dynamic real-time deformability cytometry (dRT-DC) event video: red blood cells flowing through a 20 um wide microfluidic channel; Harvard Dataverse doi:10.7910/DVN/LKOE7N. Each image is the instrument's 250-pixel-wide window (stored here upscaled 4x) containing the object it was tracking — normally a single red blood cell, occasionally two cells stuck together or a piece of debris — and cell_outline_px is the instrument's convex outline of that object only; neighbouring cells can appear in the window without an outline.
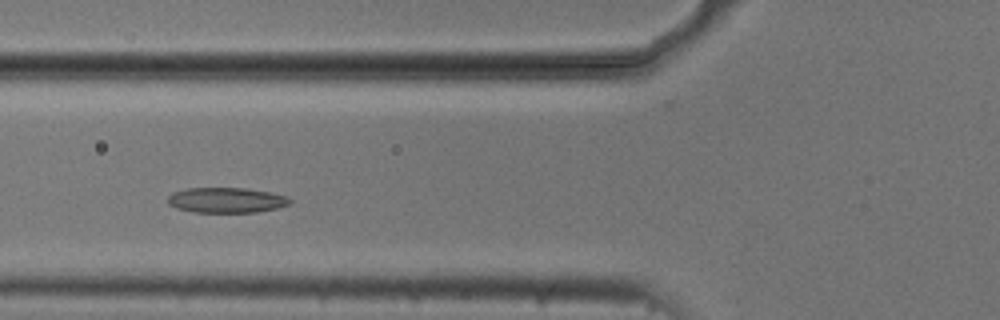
{"species": "common noctule bat (a hibernating species)", "species_latin": "Nyctalus noctula", "temperature_condition": "cold", "stored_images_in_passage": 44, "camera_frame_rate_fps": 3000, "um_per_image_px": 0.085, "animal": {"sex": "male", "body_mass_g": 20.5, "forearm_length_mm": 52.5}, "frame": {"image": 1, "passage_image": 9, "time_ms": 2.667, "image_size_px": [1000, 320], "cell_outline_px": [[292, 204], [276, 208], [256, 212], [192, 212], [176, 208], [168, 204], [168, 196], [172, 192], [188, 188], [248, 188], [272, 192], [288, 196], [292, 200]], "centroid_in_image_um": [19.27, 17.01], "position_along_channel_um": 106.5, "area_um2": 18.21}}
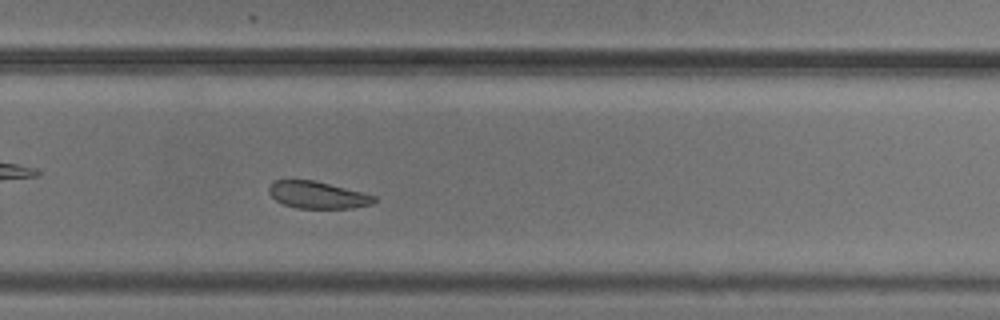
{"frame": {"image": 2, "passage_image": 25, "time_ms": 8.0, "image_size_px": [1000, 320], "cell_outline_px": [[376, 200], [372, 204], [352, 208], [296, 208], [284, 204], [276, 200], [268, 192], [268, 188], [272, 180], [316, 180], [364, 192], [376, 196]], "centroid_in_image_um": [27.0, 16.56], "position_along_channel_um": 302.8, "area_um2": 16.76}}
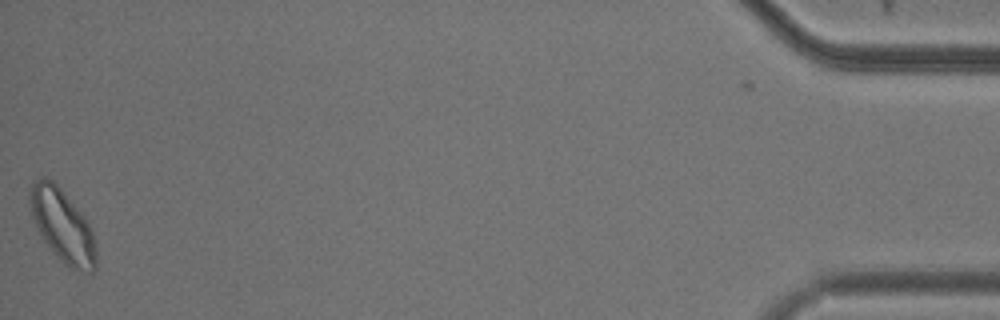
{"frame": {"image": 3, "passage_image": 43, "time_ms": 14.0, "image_size_px": [1000, 320], "cell_outline_px": [[96, 268], [92, 272], [84, 272], [72, 268], [64, 264], [52, 252], [36, 228], [28, 204], [28, 192], [32, 180], [44, 176], [52, 180], [60, 188], [88, 220], [92, 228], [96, 240]], "centroid_in_image_um": [5.3, 19.16], "position_along_channel_um": 429.9, "area_um2": 28.67}, "authors_computed_cell_mechanics": {"area_um2": 18.207, "velocity_mm_per_s": 3.6841, "shape_relaxation_time_tau1_ms": 3.3119, "shape_relaxation_time_tau2_ms": 4.1866, "deformation_change_tau1": 0.0836, "deformation_change_tau2": 0.1003}}